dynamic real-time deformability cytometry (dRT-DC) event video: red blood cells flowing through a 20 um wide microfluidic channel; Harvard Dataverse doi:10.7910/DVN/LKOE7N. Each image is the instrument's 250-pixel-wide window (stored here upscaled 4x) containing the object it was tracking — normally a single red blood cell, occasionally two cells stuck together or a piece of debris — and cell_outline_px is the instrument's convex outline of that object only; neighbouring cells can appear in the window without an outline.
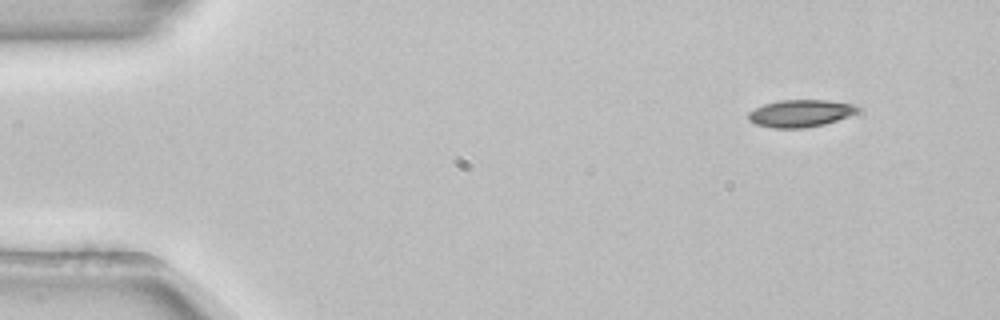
{"species": "common noctule bat (a hibernating species)", "species_latin": "Nyctalus noctula", "temperature_condition": "room temperature", "stored_images_in_passage": 49, "camera_frame_rate_fps": 3000, "um_per_image_px": 0.085, "animal": {"sex": "female", "body_mass_g": 22.7, "forearm_length_mm": 54.2}, "frame": {"image": 1, "passage_image": 1, "time_ms": 0.0, "image_size_px": [1000, 320], "cell_outline_px": [[856, 112], [848, 116], [824, 124], [804, 128], [772, 128], [756, 124], [748, 120], [748, 112], [764, 104], [780, 100], [828, 100], [852, 104], [856, 108]], "centroid_in_image_um": [67.97, 9.63], "position_along_channel_um": 17.0, "area_um2": 17.11}}
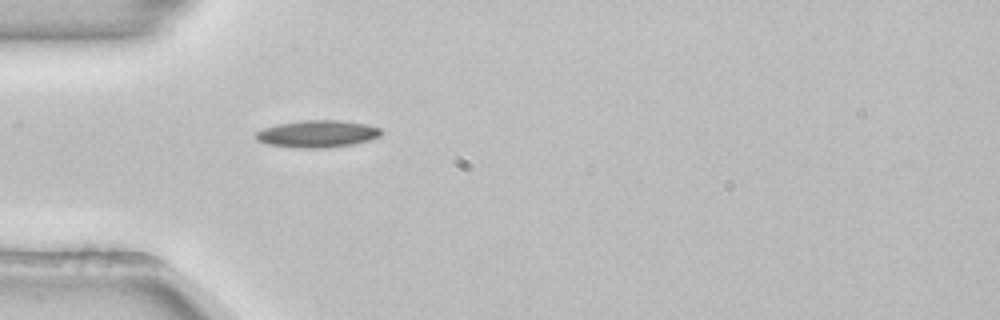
{"frame": {"image": 2, "passage_image": 12, "time_ms": 3.667, "image_size_px": [1000, 320], "cell_outline_px": [[384, 132], [380, 136], [368, 140], [352, 144], [328, 148], [296, 148], [268, 144], [256, 140], [252, 136], [256, 132], [264, 128], [276, 124], [304, 120], [340, 120], [368, 124], [380, 128]], "centroid_in_image_um": [26.96, 11.37], "position_along_channel_um": 58.0, "area_um2": 20.06}}
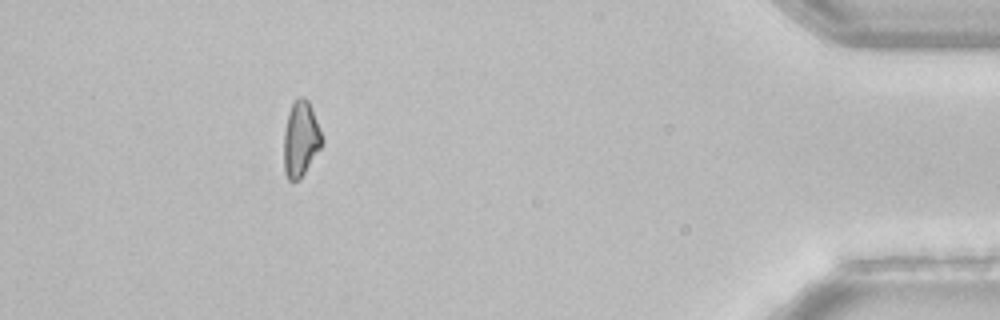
{"frame": {"image": 3, "passage_image": 44, "time_ms": 14.333, "image_size_px": [1000, 320], "cell_outline_px": [[324, 140], [320, 148], [300, 180], [292, 184], [288, 180], [284, 172], [284, 132], [288, 112], [296, 96], [304, 96], [308, 100]], "centroid_in_image_um": [25.54, 11.84], "position_along_channel_um": 409.7, "area_um2": 16.94}}